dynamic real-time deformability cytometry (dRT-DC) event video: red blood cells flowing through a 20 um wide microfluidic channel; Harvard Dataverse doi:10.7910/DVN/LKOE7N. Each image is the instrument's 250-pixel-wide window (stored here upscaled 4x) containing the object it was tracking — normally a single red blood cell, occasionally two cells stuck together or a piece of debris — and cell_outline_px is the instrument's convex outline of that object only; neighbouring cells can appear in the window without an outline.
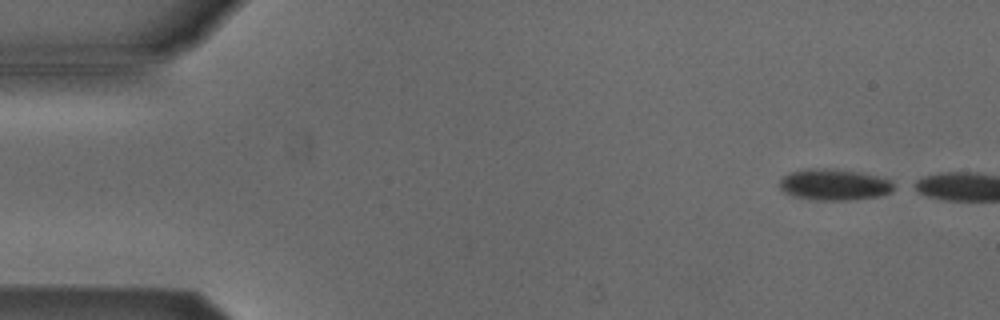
{"species": "Egyptian fruit bat (a non-hibernating species)", "species_latin": "Rousettus aegyptiacus", "temperature_condition": "cold", "stored_images_in_passage": 6, "camera_frame_rate_fps": 3000, "um_per_image_px": 0.085, "animal": {"sex": "male"}, "frame": {"image": 1, "passage_image": 1, "time_ms": 0.0, "image_size_px": [1000, 320], "cell_outline_px": [[892, 192], [880, 196], [852, 200], [812, 200], [792, 196], [784, 192], [780, 188], [780, 180], [784, 176], [792, 172], [812, 168], [824, 168], [856, 172], [876, 176], [892, 180]], "centroid_in_image_um": [70.89, 15.71], "position_along_channel_um": 14.1, "area_um2": 20.63}}